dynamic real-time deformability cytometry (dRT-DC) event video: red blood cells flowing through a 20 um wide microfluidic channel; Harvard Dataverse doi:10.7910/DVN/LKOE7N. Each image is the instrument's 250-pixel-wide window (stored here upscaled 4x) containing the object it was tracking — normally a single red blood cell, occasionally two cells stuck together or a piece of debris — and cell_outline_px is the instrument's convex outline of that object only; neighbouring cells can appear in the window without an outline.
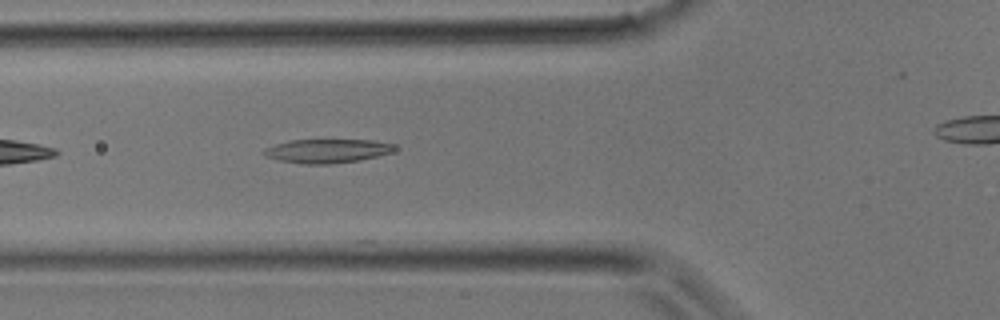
{"species": "common noctule bat (a hibernating species)", "species_latin": "Nyctalus noctula", "temperature_condition": "room temperature", "stored_images_in_passage": 30, "camera_frame_rate_fps": 3000, "um_per_image_px": 0.085, "animal": {"sex": "male", "body_mass_g": 17.9}, "frame": {"image": 1, "passage_image": 12, "time_ms": 3.667, "image_size_px": [1000, 320], "cell_outline_px": [[396, 148], [392, 152], [360, 160], [332, 164], [304, 164], [280, 160], [264, 156], [260, 152], [264, 148], [288, 140], [376, 140], [392, 144]], "centroid_in_image_um": [27.77, 12.83], "position_along_channel_um": 98.0, "area_um2": 18.21}}
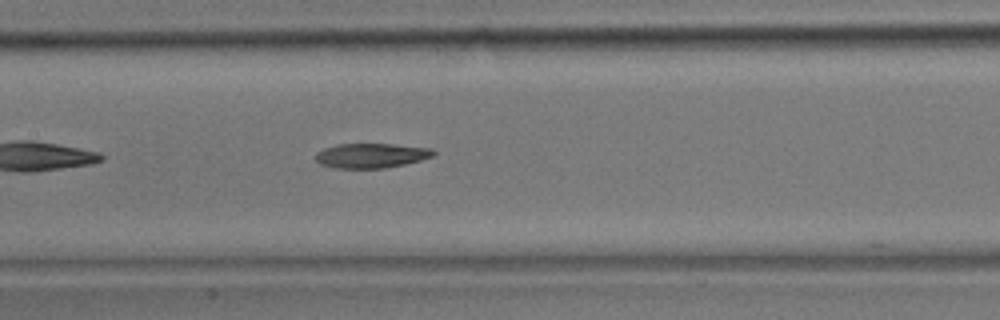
{"frame": {"image": 2, "passage_image": 16, "time_ms": 5.0, "image_size_px": [1000, 320], "cell_outline_px": [[436, 152], [432, 156], [420, 160], [404, 164], [384, 168], [336, 168], [320, 164], [316, 160], [316, 152], [324, 148], [336, 144], [392, 144], [432, 148]], "centroid_in_image_um": [31.54, 13.22], "position_along_channel_um": 175.9, "area_um2": 16.88}}
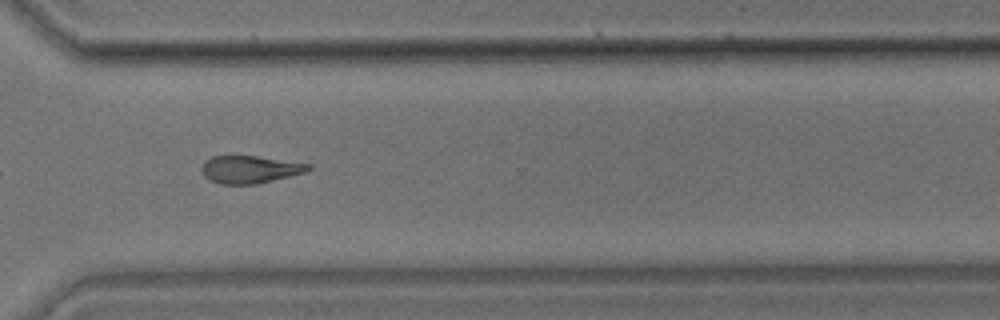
{"frame": {"image": 3, "passage_image": 25, "time_ms": 8.0, "image_size_px": [1000, 320], "cell_outline_px": [[312, 168], [304, 172], [256, 184], [220, 184], [208, 180], [204, 176], [200, 168], [204, 160], [212, 156], [256, 156], [312, 164]], "centroid_in_image_um": [21.18, 14.39], "position_along_channel_um": 349.4, "area_um2": 17.11}}